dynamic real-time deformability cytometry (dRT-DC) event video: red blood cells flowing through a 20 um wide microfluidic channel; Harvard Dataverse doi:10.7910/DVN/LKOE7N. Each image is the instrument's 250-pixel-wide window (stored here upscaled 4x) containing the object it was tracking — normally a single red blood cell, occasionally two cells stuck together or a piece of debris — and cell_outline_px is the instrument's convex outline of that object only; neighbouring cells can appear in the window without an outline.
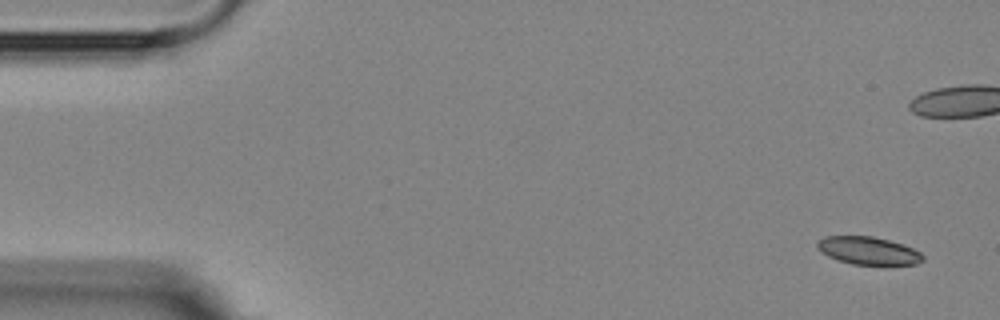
{"species": "Egyptian fruit bat (a non-hibernating species)", "species_latin": "Rousettus aegyptiacus", "temperature_condition": "room temperature", "stored_images_in_passage": 5, "camera_frame_rate_fps": 3000, "um_per_image_px": 0.085, "animal": {"sex": "female"}, "frame": {"image": 1, "passage_image": 1, "time_ms": 0.0, "image_size_px": [1000, 320], "cell_outline_px": [[924, 260], [916, 264], [852, 264], [828, 256], [820, 252], [816, 248], [816, 244], [824, 236], [872, 236], [904, 244], [920, 252], [924, 256]], "centroid_in_image_um": [73.8, 21.3], "position_along_channel_um": 11.2, "area_um2": 16.99}}
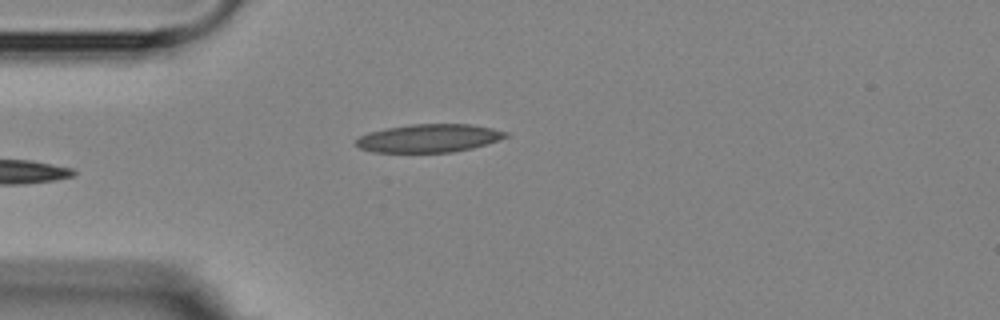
{"frame": {"image": 2, "passage_image": 5, "time_ms": 5.333, "image_size_px": [1000, 320], "cell_outline_px": [[512, 136], [472, 148], [452, 152], [372, 152], [360, 148], [356, 144], [356, 140], [360, 136], [368, 132], [388, 128], [412, 124], [472, 124], [492, 128], [508, 132]], "centroid_in_image_um": [36.5, 11.74], "position_along_channel_um": 48.5, "area_um2": 24.57}}